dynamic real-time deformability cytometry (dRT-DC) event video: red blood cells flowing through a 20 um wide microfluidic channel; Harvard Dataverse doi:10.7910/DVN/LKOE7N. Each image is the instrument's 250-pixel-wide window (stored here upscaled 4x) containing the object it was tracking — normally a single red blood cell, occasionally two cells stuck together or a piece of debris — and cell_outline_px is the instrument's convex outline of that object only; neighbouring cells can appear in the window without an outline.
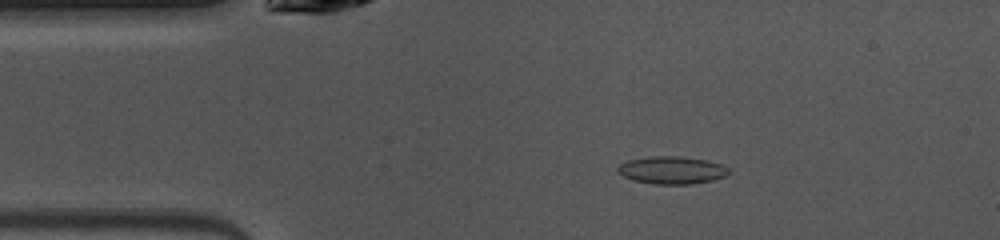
{"species": "common noctule bat (a hibernating species)", "species_latin": "Nyctalus noctula", "temperature_condition": "warm", "stored_images_in_passage": 28, "camera_frame_rate_fps": 3000, "um_per_image_px": 0.085, "animal": {"sex": "female", "body_mass_g": 10.0, "forearm_length_mm": 53.1}, "frame": {"image": 1, "passage_image": 8, "time_ms": 2.333, "image_size_px": [1000, 240], "cell_outline_px": [[728, 172], [724, 176], [712, 180], [692, 184], [656, 184], [632, 180], [616, 172], [616, 168], [620, 164], [628, 160], [648, 156], [680, 156], [708, 160], [724, 164], [728, 168]], "centroid_in_image_um": [57.09, 14.45], "position_along_channel_um": 27.9, "area_um2": 17.98}}
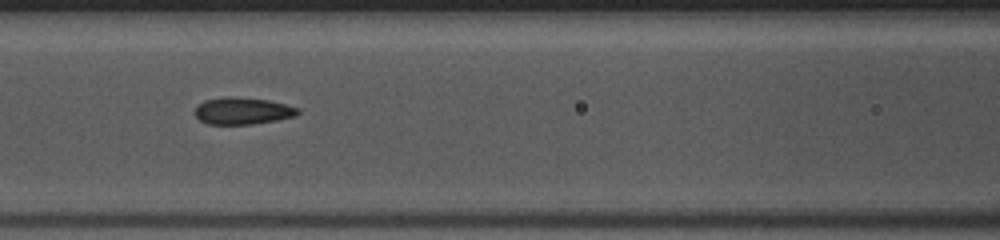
{"frame": {"image": 2, "passage_image": 19, "time_ms": 6.0, "image_size_px": [1000, 240], "cell_outline_px": [[300, 112], [296, 116], [276, 120], [252, 124], [208, 124], [200, 120], [196, 116], [196, 108], [204, 100], [224, 96], [228, 96], [268, 100], [300, 108]], "centroid_in_image_um": [20.64, 9.42], "position_along_channel_um": 146.0, "area_um2": 16.07}}
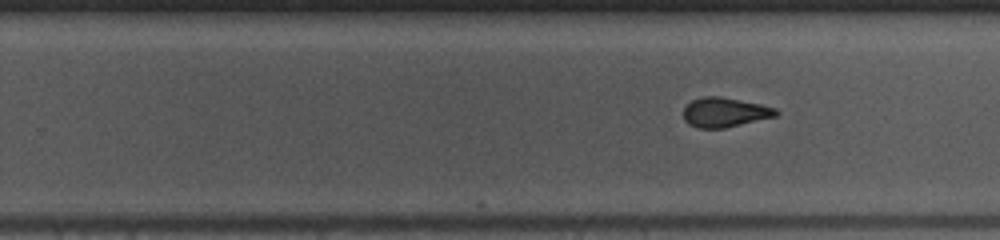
{"frame": {"image": 3, "passage_image": 28, "time_ms": 9.0, "image_size_px": [1000, 240], "cell_outline_px": [[780, 112], [776, 116], [724, 128], [696, 128], [688, 124], [684, 120], [684, 108], [692, 100], [704, 96], [720, 96], [760, 104], [776, 108]], "centroid_in_image_um": [61.59, 9.55], "position_along_channel_um": 268.2, "area_um2": 15.9}}